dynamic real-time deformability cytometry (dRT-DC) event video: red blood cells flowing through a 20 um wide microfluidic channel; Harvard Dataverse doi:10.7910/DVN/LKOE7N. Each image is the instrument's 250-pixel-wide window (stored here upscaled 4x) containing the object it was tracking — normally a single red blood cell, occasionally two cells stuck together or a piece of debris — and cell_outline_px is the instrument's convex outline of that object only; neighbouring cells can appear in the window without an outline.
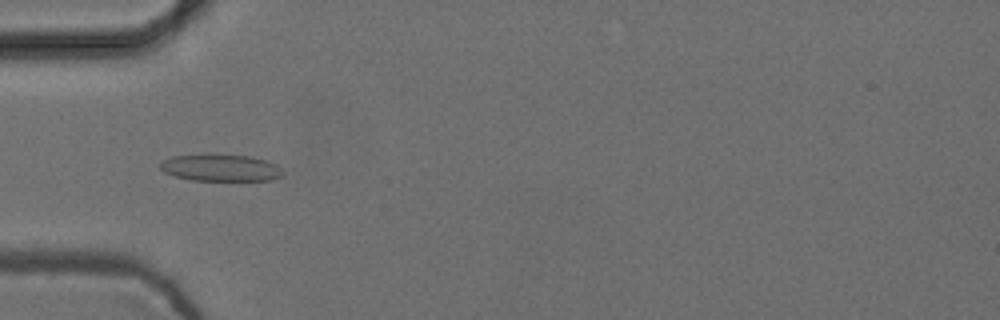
{"species": "common noctule bat (a hibernating species)", "species_latin": "Nyctalus noctula", "temperature_condition": "cold", "stored_images_in_passage": 55, "camera_frame_rate_fps": 3000, "um_per_image_px": 0.085, "animal": {"sex": "female", "body_mass_g": 24.6, "forearm_length_mm": 56.2}, "frame": {"image": 1, "passage_image": 18, "time_ms": 5.667, "image_size_px": [1000, 320], "cell_outline_px": [[284, 176], [272, 180], [192, 180], [172, 176], [164, 172], [160, 168], [160, 164], [164, 160], [172, 156], [204, 152], [248, 156], [264, 160], [276, 164], [284, 172]], "centroid_in_image_um": [18.72, 14.23], "position_along_channel_um": 66.3, "area_um2": 19.77}}
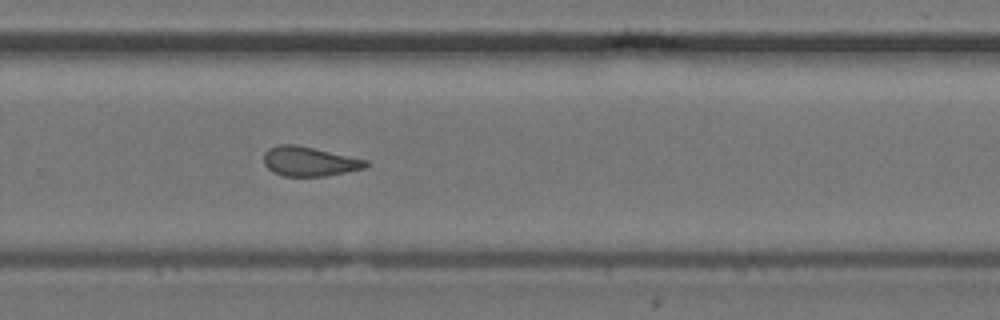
{"frame": {"image": 2, "passage_image": 37, "time_ms": 12.0, "image_size_px": [1000, 320], "cell_outline_px": [[368, 164], [364, 168], [324, 176], [284, 176], [272, 172], [264, 164], [264, 152], [268, 148], [280, 144], [296, 144], [368, 160]], "centroid_in_image_um": [26.25, 13.71], "position_along_channel_um": 303.6, "area_um2": 17.46}}
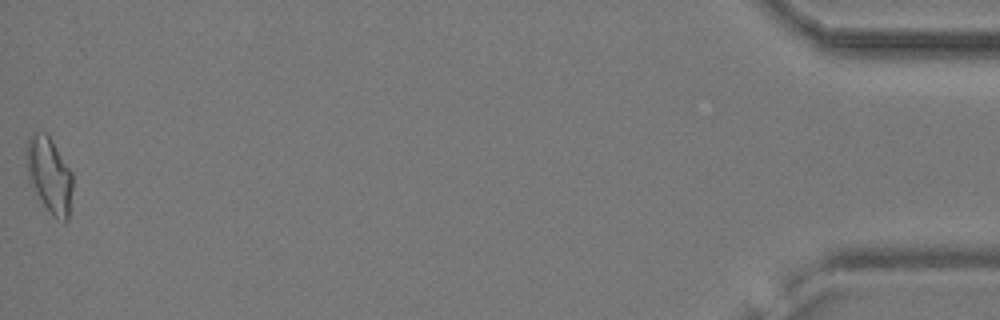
{"frame": {"image": 3, "passage_image": 55, "time_ms": 18.0, "image_size_px": [1000, 320], "cell_outline_px": [[72, 188], [68, 220], [56, 220], [52, 216], [28, 180], [24, 148], [28, 136], [36, 132], [44, 132], [52, 140], [72, 172]], "centroid_in_image_um": [4.16, 14.84], "position_along_channel_um": 431.0, "area_um2": 20.46}, "authors_computed_cell_mechanics": {"area_um2": 18.5538, "velocity_mm_per_s": 3.7512, "shape_relaxation_time_tau1_ms": null, "shape_relaxation_time_tau2_ms": 2.2067, "deformation_change_tau1": null, "deformation_change_tau2": 0.1012}}